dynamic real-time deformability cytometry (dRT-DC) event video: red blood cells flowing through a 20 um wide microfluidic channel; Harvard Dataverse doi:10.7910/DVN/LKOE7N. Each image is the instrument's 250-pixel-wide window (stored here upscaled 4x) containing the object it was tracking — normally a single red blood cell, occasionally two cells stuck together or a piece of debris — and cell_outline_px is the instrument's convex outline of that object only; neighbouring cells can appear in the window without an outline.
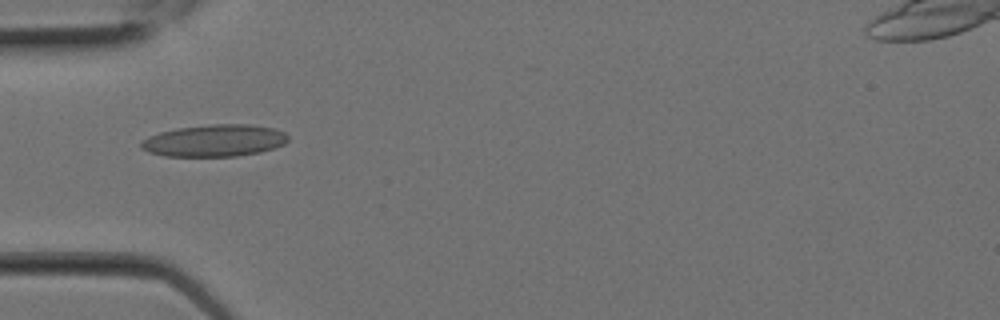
{"species": "Egyptian fruit bat (a non-hibernating species)", "species_latin": "Rousettus aegyptiacus", "temperature_condition": "room temperature", "stored_images_in_passage": 8, "camera_frame_rate_fps": 3000, "um_per_image_px": 0.085, "animal": {"sex": "female"}, "frame": {"image": 1, "passage_image": 7, "time_ms": 2.0, "image_size_px": [1000, 320], "cell_outline_px": [[288, 140], [284, 144], [276, 148], [260, 152], [236, 156], [164, 156], [148, 152], [140, 148], [140, 144], [148, 136], [160, 132], [176, 128], [212, 124], [248, 124], [272, 128], [284, 132], [288, 136]], "centroid_in_image_um": [18.23, 11.95], "position_along_channel_um": 66.8, "area_um2": 27.46}}